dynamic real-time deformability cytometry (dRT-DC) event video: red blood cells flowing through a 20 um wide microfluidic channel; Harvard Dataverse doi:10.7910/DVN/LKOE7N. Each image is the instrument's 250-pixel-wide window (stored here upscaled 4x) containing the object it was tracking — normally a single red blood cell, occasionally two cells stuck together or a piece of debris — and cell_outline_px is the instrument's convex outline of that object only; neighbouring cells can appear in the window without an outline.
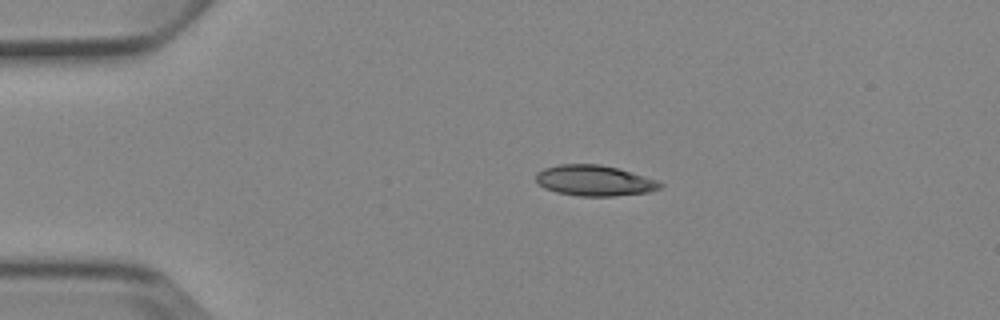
{"species": "Egyptian fruit bat (a non-hibernating species)", "species_latin": "Rousettus aegyptiacus", "temperature_condition": "cold", "stored_images_in_passage": 3, "camera_frame_rate_fps": 3000, "um_per_image_px": 0.085, "animal": {"sex": "female"}, "frame": {"image": 1, "passage_image": 2, "time_ms": 1.667, "image_size_px": [1000, 320], "cell_outline_px": [[664, 184], [660, 188], [648, 192], [612, 196], [580, 196], [556, 192], [544, 188], [536, 180], [536, 172], [544, 168], [560, 164], [600, 164], [616, 168], [656, 180]], "centroid_in_image_um": [50.49, 15.35], "position_along_channel_um": 34.5, "area_um2": 21.96}}